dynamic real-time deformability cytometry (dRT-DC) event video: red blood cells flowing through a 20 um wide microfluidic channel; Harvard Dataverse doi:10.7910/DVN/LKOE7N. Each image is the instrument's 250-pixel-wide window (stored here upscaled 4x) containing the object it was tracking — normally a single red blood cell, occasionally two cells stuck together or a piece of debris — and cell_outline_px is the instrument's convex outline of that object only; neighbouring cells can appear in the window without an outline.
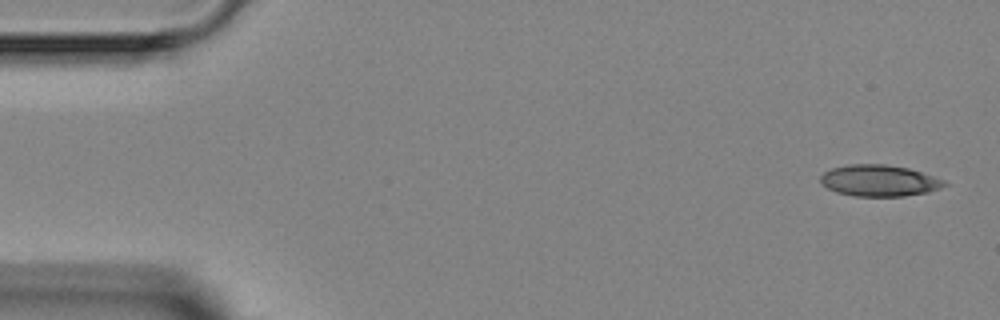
{"species": "Egyptian fruit bat (a non-hibernating species)", "species_latin": "Rousettus aegyptiacus", "temperature_condition": "room temperature", "stored_images_in_passage": 5, "camera_frame_rate_fps": 3000, "um_per_image_px": 0.085, "animal": {"sex": "female"}, "frame": {"image": 1, "passage_image": 1, "time_ms": 0.0, "image_size_px": [1000, 320], "cell_outline_px": [[948, 184], [940, 188], [928, 192], [904, 196], [852, 196], [836, 192], [820, 184], [820, 176], [824, 172], [832, 168], [848, 164], [884, 164], [908, 168], [944, 180]], "centroid_in_image_um": [74.69, 15.35], "position_along_channel_um": 10.3, "area_um2": 22.66}}